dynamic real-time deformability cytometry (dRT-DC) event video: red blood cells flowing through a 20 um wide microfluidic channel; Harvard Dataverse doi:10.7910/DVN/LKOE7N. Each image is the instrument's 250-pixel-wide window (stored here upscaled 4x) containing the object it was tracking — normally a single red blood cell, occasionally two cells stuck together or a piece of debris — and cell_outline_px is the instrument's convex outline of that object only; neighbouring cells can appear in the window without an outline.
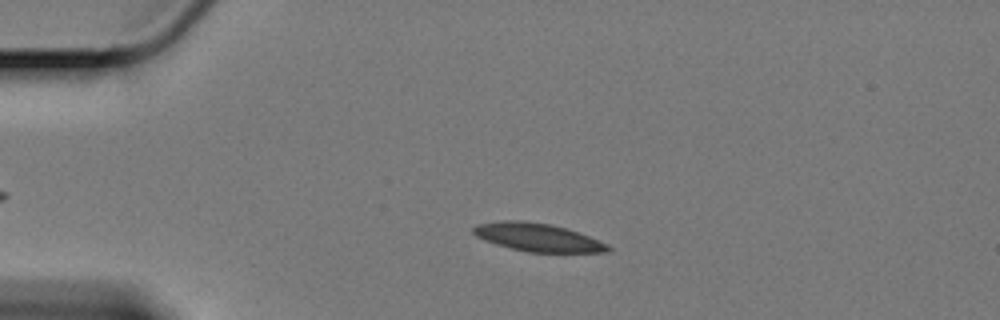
{"species": "Egyptian fruit bat (a non-hibernating species)", "species_latin": "Rousettus aegyptiacus", "temperature_condition": "cold", "stored_images_in_passage": 48, "camera_frame_rate_fps": 3000, "um_per_image_px": 0.085, "animal": {"sex": "female"}, "frame": {"image": 1, "passage_image": 12, "time_ms": 3.667, "image_size_px": [1000, 320], "cell_outline_px": [[612, 252], [528, 252], [496, 244], [484, 240], [476, 236], [472, 232], [472, 228], [476, 224], [500, 220], [524, 220], [552, 224], [568, 228], [608, 244], [612, 248]], "centroid_in_image_um": [45.7, 20.16], "position_along_channel_um": 39.3, "area_um2": 22.25}}
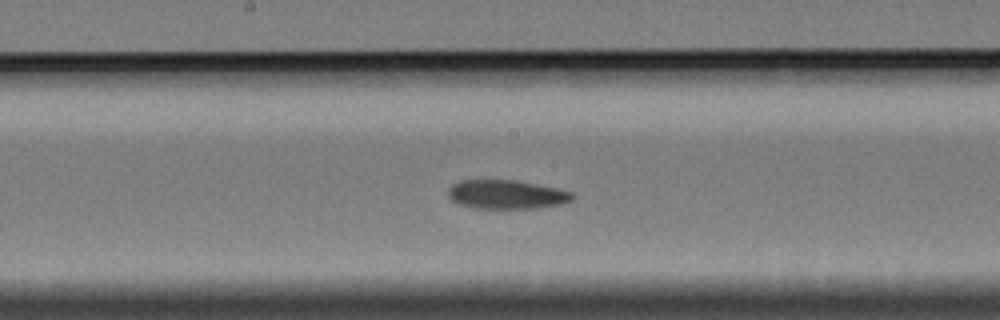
{"frame": {"image": 2, "passage_image": 30, "time_ms": 9.667, "image_size_px": [1000, 320], "cell_outline_px": [[576, 196], [572, 200], [564, 204], [540, 208], [472, 208], [456, 204], [448, 196], [448, 188], [452, 184], [460, 180], [516, 180], [556, 188], [572, 192]], "centroid_in_image_um": [43.05, 16.54], "position_along_channel_um": 205.1, "area_um2": 21.21}}
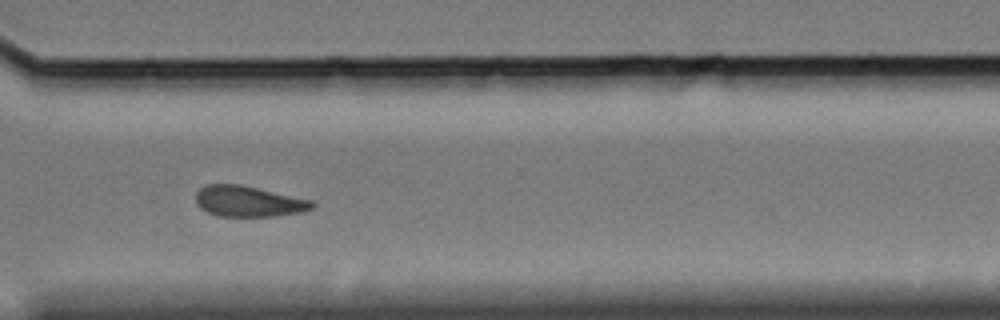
{"frame": {"image": 3, "passage_image": 43, "time_ms": 14.0, "image_size_px": [1000, 320], "cell_outline_px": [[316, 204], [312, 208], [304, 212], [276, 216], [216, 216], [200, 208], [196, 204], [196, 192], [204, 184], [240, 184], [316, 200]], "centroid_in_image_um": [21.16, 17.11], "position_along_channel_um": 349.4, "area_um2": 21.33}}